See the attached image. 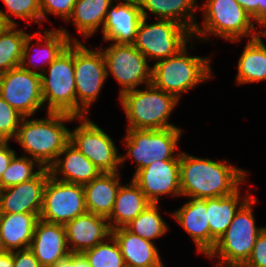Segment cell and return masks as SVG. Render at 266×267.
<instances>
[{"label": "cell", "instance_id": "6da1fadb", "mask_svg": "<svg viewBox=\"0 0 266 267\" xmlns=\"http://www.w3.org/2000/svg\"><path fill=\"white\" fill-rule=\"evenodd\" d=\"M246 171L226 162H216L180 153L181 195L198 198L228 196L245 181Z\"/></svg>", "mask_w": 266, "mask_h": 267}, {"label": "cell", "instance_id": "7a4b0ae2", "mask_svg": "<svg viewBox=\"0 0 266 267\" xmlns=\"http://www.w3.org/2000/svg\"><path fill=\"white\" fill-rule=\"evenodd\" d=\"M47 115V118L38 120L23 117L14 138L24 152L30 153L44 168H49L70 142V130L63 122L77 118L59 112H47Z\"/></svg>", "mask_w": 266, "mask_h": 267}, {"label": "cell", "instance_id": "3957f363", "mask_svg": "<svg viewBox=\"0 0 266 267\" xmlns=\"http://www.w3.org/2000/svg\"><path fill=\"white\" fill-rule=\"evenodd\" d=\"M145 90L134 89L119 95L126 117L127 129H168L169 116L179 102L173 94L156 88L152 83Z\"/></svg>", "mask_w": 266, "mask_h": 267}, {"label": "cell", "instance_id": "277c9868", "mask_svg": "<svg viewBox=\"0 0 266 267\" xmlns=\"http://www.w3.org/2000/svg\"><path fill=\"white\" fill-rule=\"evenodd\" d=\"M254 203L256 199L251 197L240 207L225 233L207 255L209 258L217 255L221 259L215 267L243 266L249 259L257 236L265 228H256L251 207Z\"/></svg>", "mask_w": 266, "mask_h": 267}, {"label": "cell", "instance_id": "5b68a950", "mask_svg": "<svg viewBox=\"0 0 266 267\" xmlns=\"http://www.w3.org/2000/svg\"><path fill=\"white\" fill-rule=\"evenodd\" d=\"M208 58L188 56L186 46L176 55L157 61L152 67V84L178 99L200 82L211 77Z\"/></svg>", "mask_w": 266, "mask_h": 267}, {"label": "cell", "instance_id": "8992f818", "mask_svg": "<svg viewBox=\"0 0 266 267\" xmlns=\"http://www.w3.org/2000/svg\"><path fill=\"white\" fill-rule=\"evenodd\" d=\"M48 68L49 75H46V71L41 75V92L43 104L48 103L47 112L66 113L77 117L74 41L48 65Z\"/></svg>", "mask_w": 266, "mask_h": 267}, {"label": "cell", "instance_id": "52a82bcc", "mask_svg": "<svg viewBox=\"0 0 266 267\" xmlns=\"http://www.w3.org/2000/svg\"><path fill=\"white\" fill-rule=\"evenodd\" d=\"M204 6V28L197 25L193 36L215 34L228 41H238L255 30L253 20L236 0H207ZM209 33V34H208Z\"/></svg>", "mask_w": 266, "mask_h": 267}, {"label": "cell", "instance_id": "ba28073f", "mask_svg": "<svg viewBox=\"0 0 266 267\" xmlns=\"http://www.w3.org/2000/svg\"><path fill=\"white\" fill-rule=\"evenodd\" d=\"M181 136V129H127L124 138L127 144V156H121V165L126 158L131 157L137 162V170L143 169L155 161L180 158L173 154Z\"/></svg>", "mask_w": 266, "mask_h": 267}, {"label": "cell", "instance_id": "9c48e42d", "mask_svg": "<svg viewBox=\"0 0 266 267\" xmlns=\"http://www.w3.org/2000/svg\"><path fill=\"white\" fill-rule=\"evenodd\" d=\"M146 19L142 18L133 43L146 58L161 61L174 56L192 38V33L177 22L158 19L147 24Z\"/></svg>", "mask_w": 266, "mask_h": 267}, {"label": "cell", "instance_id": "30bf717a", "mask_svg": "<svg viewBox=\"0 0 266 267\" xmlns=\"http://www.w3.org/2000/svg\"><path fill=\"white\" fill-rule=\"evenodd\" d=\"M102 49L92 51L74 39V78L77 98V118L85 117L93 101L97 100L106 79Z\"/></svg>", "mask_w": 266, "mask_h": 267}, {"label": "cell", "instance_id": "8fae6325", "mask_svg": "<svg viewBox=\"0 0 266 267\" xmlns=\"http://www.w3.org/2000/svg\"><path fill=\"white\" fill-rule=\"evenodd\" d=\"M102 53L106 75L110 71L120 83V95L136 89L141 83H152V68L149 67L147 58L133 44L112 43Z\"/></svg>", "mask_w": 266, "mask_h": 267}, {"label": "cell", "instance_id": "7c38bea8", "mask_svg": "<svg viewBox=\"0 0 266 267\" xmlns=\"http://www.w3.org/2000/svg\"><path fill=\"white\" fill-rule=\"evenodd\" d=\"M86 212L83 185L62 182L49 176L43 191L39 219L65 225Z\"/></svg>", "mask_w": 266, "mask_h": 267}, {"label": "cell", "instance_id": "4fadbf2b", "mask_svg": "<svg viewBox=\"0 0 266 267\" xmlns=\"http://www.w3.org/2000/svg\"><path fill=\"white\" fill-rule=\"evenodd\" d=\"M81 125L70 131V143L101 172H118L121 156L113 140L99 126L85 117Z\"/></svg>", "mask_w": 266, "mask_h": 267}, {"label": "cell", "instance_id": "5bb4252c", "mask_svg": "<svg viewBox=\"0 0 266 267\" xmlns=\"http://www.w3.org/2000/svg\"><path fill=\"white\" fill-rule=\"evenodd\" d=\"M0 96L23 117L43 107L41 76L16 67L0 74Z\"/></svg>", "mask_w": 266, "mask_h": 267}, {"label": "cell", "instance_id": "9a60e30c", "mask_svg": "<svg viewBox=\"0 0 266 267\" xmlns=\"http://www.w3.org/2000/svg\"><path fill=\"white\" fill-rule=\"evenodd\" d=\"M179 165L180 158L155 161L135 172L131 180L150 203H158L159 195H181Z\"/></svg>", "mask_w": 266, "mask_h": 267}, {"label": "cell", "instance_id": "2e32d148", "mask_svg": "<svg viewBox=\"0 0 266 267\" xmlns=\"http://www.w3.org/2000/svg\"><path fill=\"white\" fill-rule=\"evenodd\" d=\"M50 176L48 168L33 179L0 190V214H40L43 205V191Z\"/></svg>", "mask_w": 266, "mask_h": 267}, {"label": "cell", "instance_id": "e0dca14e", "mask_svg": "<svg viewBox=\"0 0 266 267\" xmlns=\"http://www.w3.org/2000/svg\"><path fill=\"white\" fill-rule=\"evenodd\" d=\"M29 250L41 267H52L57 261L66 258L71 252L67 244L65 226L39 219Z\"/></svg>", "mask_w": 266, "mask_h": 267}, {"label": "cell", "instance_id": "ac0fdd59", "mask_svg": "<svg viewBox=\"0 0 266 267\" xmlns=\"http://www.w3.org/2000/svg\"><path fill=\"white\" fill-rule=\"evenodd\" d=\"M121 1V0H118ZM107 10L102 28L105 41L118 44H133L139 24L143 18L136 0H122Z\"/></svg>", "mask_w": 266, "mask_h": 267}, {"label": "cell", "instance_id": "d6986e66", "mask_svg": "<svg viewBox=\"0 0 266 267\" xmlns=\"http://www.w3.org/2000/svg\"><path fill=\"white\" fill-rule=\"evenodd\" d=\"M106 217L86 212L79 215L65 226L67 244L70 252L83 253L111 236V228Z\"/></svg>", "mask_w": 266, "mask_h": 267}, {"label": "cell", "instance_id": "ffe728a7", "mask_svg": "<svg viewBox=\"0 0 266 267\" xmlns=\"http://www.w3.org/2000/svg\"><path fill=\"white\" fill-rule=\"evenodd\" d=\"M62 155H65L63 160L60 158ZM48 169L50 176L56 180L79 185L89 183L101 173L97 167L70 142ZM58 171L63 177H57Z\"/></svg>", "mask_w": 266, "mask_h": 267}, {"label": "cell", "instance_id": "44dd1931", "mask_svg": "<svg viewBox=\"0 0 266 267\" xmlns=\"http://www.w3.org/2000/svg\"><path fill=\"white\" fill-rule=\"evenodd\" d=\"M178 211L172 213L176 221L195 241L198 252L210 253V228L207 217V199L190 197Z\"/></svg>", "mask_w": 266, "mask_h": 267}, {"label": "cell", "instance_id": "7402d4cb", "mask_svg": "<svg viewBox=\"0 0 266 267\" xmlns=\"http://www.w3.org/2000/svg\"><path fill=\"white\" fill-rule=\"evenodd\" d=\"M118 172L100 173L83 185L87 212L108 218L120 188Z\"/></svg>", "mask_w": 266, "mask_h": 267}, {"label": "cell", "instance_id": "603a6c76", "mask_svg": "<svg viewBox=\"0 0 266 267\" xmlns=\"http://www.w3.org/2000/svg\"><path fill=\"white\" fill-rule=\"evenodd\" d=\"M126 267H148L161 261L155 245L130 232L126 227L111 230Z\"/></svg>", "mask_w": 266, "mask_h": 267}, {"label": "cell", "instance_id": "cb8c5ba5", "mask_svg": "<svg viewBox=\"0 0 266 267\" xmlns=\"http://www.w3.org/2000/svg\"><path fill=\"white\" fill-rule=\"evenodd\" d=\"M39 216L32 213L0 214V236L6 251L29 248Z\"/></svg>", "mask_w": 266, "mask_h": 267}, {"label": "cell", "instance_id": "d4e9b609", "mask_svg": "<svg viewBox=\"0 0 266 267\" xmlns=\"http://www.w3.org/2000/svg\"><path fill=\"white\" fill-rule=\"evenodd\" d=\"M246 196L239 204V189L228 196L207 198V217L210 228V251L225 233L240 207L250 198ZM239 204V205H238Z\"/></svg>", "mask_w": 266, "mask_h": 267}, {"label": "cell", "instance_id": "484cf974", "mask_svg": "<svg viewBox=\"0 0 266 267\" xmlns=\"http://www.w3.org/2000/svg\"><path fill=\"white\" fill-rule=\"evenodd\" d=\"M143 17L146 10L157 16V20H172L186 27L191 33L198 25L193 15L197 10L196 0H136Z\"/></svg>", "mask_w": 266, "mask_h": 267}, {"label": "cell", "instance_id": "4316f807", "mask_svg": "<svg viewBox=\"0 0 266 267\" xmlns=\"http://www.w3.org/2000/svg\"><path fill=\"white\" fill-rule=\"evenodd\" d=\"M125 185L120 186L112 213L107 218L111 230L126 227L150 204L132 180L130 184Z\"/></svg>", "mask_w": 266, "mask_h": 267}, {"label": "cell", "instance_id": "83f0119b", "mask_svg": "<svg viewBox=\"0 0 266 267\" xmlns=\"http://www.w3.org/2000/svg\"><path fill=\"white\" fill-rule=\"evenodd\" d=\"M255 30L248 40L238 62L237 83H252L266 80V46Z\"/></svg>", "mask_w": 266, "mask_h": 267}, {"label": "cell", "instance_id": "f1b7e54d", "mask_svg": "<svg viewBox=\"0 0 266 267\" xmlns=\"http://www.w3.org/2000/svg\"><path fill=\"white\" fill-rule=\"evenodd\" d=\"M37 38L38 41H42L43 39L45 40V46H43L42 53L38 57L41 58L40 60L45 63L47 66L53 62L72 42L73 39L69 37V33L65 29H58V30H45V33L43 37L39 33L34 34ZM34 35H28L24 41V49H23V54H22V59L20 63V67L23 68L24 70H28L31 73L37 74L41 76L45 69L41 70L37 69V72L32 70L31 68L27 67L26 61L27 58L29 59L30 65H32L35 69L37 68L35 65L32 64V55L29 54V48H30V42L31 39H33ZM43 58V59H42Z\"/></svg>", "mask_w": 266, "mask_h": 267}, {"label": "cell", "instance_id": "f546056e", "mask_svg": "<svg viewBox=\"0 0 266 267\" xmlns=\"http://www.w3.org/2000/svg\"><path fill=\"white\" fill-rule=\"evenodd\" d=\"M112 2L113 0H76L67 22L72 19L78 32L85 38L92 36L99 25L104 26Z\"/></svg>", "mask_w": 266, "mask_h": 267}, {"label": "cell", "instance_id": "4dcf8cb0", "mask_svg": "<svg viewBox=\"0 0 266 267\" xmlns=\"http://www.w3.org/2000/svg\"><path fill=\"white\" fill-rule=\"evenodd\" d=\"M16 28L17 25H10L0 33V74L20 66L24 41L29 34Z\"/></svg>", "mask_w": 266, "mask_h": 267}, {"label": "cell", "instance_id": "1f68e13d", "mask_svg": "<svg viewBox=\"0 0 266 267\" xmlns=\"http://www.w3.org/2000/svg\"><path fill=\"white\" fill-rule=\"evenodd\" d=\"M158 208V203H150L126 228L151 242L153 239L163 236L167 232L168 226L160 216Z\"/></svg>", "mask_w": 266, "mask_h": 267}, {"label": "cell", "instance_id": "d6a6232c", "mask_svg": "<svg viewBox=\"0 0 266 267\" xmlns=\"http://www.w3.org/2000/svg\"><path fill=\"white\" fill-rule=\"evenodd\" d=\"M34 164L39 166L37 171H34ZM43 168L44 167L33 158L27 156L18 158L15 155L0 178V190L35 178Z\"/></svg>", "mask_w": 266, "mask_h": 267}, {"label": "cell", "instance_id": "836d02e7", "mask_svg": "<svg viewBox=\"0 0 266 267\" xmlns=\"http://www.w3.org/2000/svg\"><path fill=\"white\" fill-rule=\"evenodd\" d=\"M83 254L91 267H126L118 243L112 235L109 241H103Z\"/></svg>", "mask_w": 266, "mask_h": 267}, {"label": "cell", "instance_id": "e575fe53", "mask_svg": "<svg viewBox=\"0 0 266 267\" xmlns=\"http://www.w3.org/2000/svg\"><path fill=\"white\" fill-rule=\"evenodd\" d=\"M8 12L16 17L35 22H41V0H2Z\"/></svg>", "mask_w": 266, "mask_h": 267}, {"label": "cell", "instance_id": "d590c367", "mask_svg": "<svg viewBox=\"0 0 266 267\" xmlns=\"http://www.w3.org/2000/svg\"><path fill=\"white\" fill-rule=\"evenodd\" d=\"M23 116L0 96V135L5 141L15 138Z\"/></svg>", "mask_w": 266, "mask_h": 267}, {"label": "cell", "instance_id": "8d00e7d4", "mask_svg": "<svg viewBox=\"0 0 266 267\" xmlns=\"http://www.w3.org/2000/svg\"><path fill=\"white\" fill-rule=\"evenodd\" d=\"M76 0H41V22L47 13L61 16L65 21L71 16Z\"/></svg>", "mask_w": 266, "mask_h": 267}, {"label": "cell", "instance_id": "74e56055", "mask_svg": "<svg viewBox=\"0 0 266 267\" xmlns=\"http://www.w3.org/2000/svg\"><path fill=\"white\" fill-rule=\"evenodd\" d=\"M243 267H266V227L257 236L252 253Z\"/></svg>", "mask_w": 266, "mask_h": 267}, {"label": "cell", "instance_id": "f35d334b", "mask_svg": "<svg viewBox=\"0 0 266 267\" xmlns=\"http://www.w3.org/2000/svg\"><path fill=\"white\" fill-rule=\"evenodd\" d=\"M14 267H41L35 255L28 249L13 251Z\"/></svg>", "mask_w": 266, "mask_h": 267}, {"label": "cell", "instance_id": "ab89813d", "mask_svg": "<svg viewBox=\"0 0 266 267\" xmlns=\"http://www.w3.org/2000/svg\"><path fill=\"white\" fill-rule=\"evenodd\" d=\"M15 155L16 153L9 147L8 141L0 144V178Z\"/></svg>", "mask_w": 266, "mask_h": 267}, {"label": "cell", "instance_id": "60d3db41", "mask_svg": "<svg viewBox=\"0 0 266 267\" xmlns=\"http://www.w3.org/2000/svg\"><path fill=\"white\" fill-rule=\"evenodd\" d=\"M236 1L254 21L258 22V0H236Z\"/></svg>", "mask_w": 266, "mask_h": 267}, {"label": "cell", "instance_id": "b9f144b4", "mask_svg": "<svg viewBox=\"0 0 266 267\" xmlns=\"http://www.w3.org/2000/svg\"><path fill=\"white\" fill-rule=\"evenodd\" d=\"M52 267H77V253H70L66 258L57 261Z\"/></svg>", "mask_w": 266, "mask_h": 267}, {"label": "cell", "instance_id": "7bdbcfd3", "mask_svg": "<svg viewBox=\"0 0 266 267\" xmlns=\"http://www.w3.org/2000/svg\"><path fill=\"white\" fill-rule=\"evenodd\" d=\"M258 23L266 27V0H258Z\"/></svg>", "mask_w": 266, "mask_h": 267}, {"label": "cell", "instance_id": "ee69618b", "mask_svg": "<svg viewBox=\"0 0 266 267\" xmlns=\"http://www.w3.org/2000/svg\"><path fill=\"white\" fill-rule=\"evenodd\" d=\"M0 267H14L13 251L0 254Z\"/></svg>", "mask_w": 266, "mask_h": 267}, {"label": "cell", "instance_id": "f6af8a7d", "mask_svg": "<svg viewBox=\"0 0 266 267\" xmlns=\"http://www.w3.org/2000/svg\"><path fill=\"white\" fill-rule=\"evenodd\" d=\"M10 25H17V23L8 16V12L3 13V11L0 10V33Z\"/></svg>", "mask_w": 266, "mask_h": 267}, {"label": "cell", "instance_id": "bcb514c9", "mask_svg": "<svg viewBox=\"0 0 266 267\" xmlns=\"http://www.w3.org/2000/svg\"><path fill=\"white\" fill-rule=\"evenodd\" d=\"M77 267H91L83 253H77Z\"/></svg>", "mask_w": 266, "mask_h": 267}, {"label": "cell", "instance_id": "7dc6e473", "mask_svg": "<svg viewBox=\"0 0 266 267\" xmlns=\"http://www.w3.org/2000/svg\"><path fill=\"white\" fill-rule=\"evenodd\" d=\"M6 252V249L2 243V239H1V236H0V254Z\"/></svg>", "mask_w": 266, "mask_h": 267}, {"label": "cell", "instance_id": "c3c4849f", "mask_svg": "<svg viewBox=\"0 0 266 267\" xmlns=\"http://www.w3.org/2000/svg\"><path fill=\"white\" fill-rule=\"evenodd\" d=\"M148 267H163L162 261Z\"/></svg>", "mask_w": 266, "mask_h": 267}, {"label": "cell", "instance_id": "681fc988", "mask_svg": "<svg viewBox=\"0 0 266 267\" xmlns=\"http://www.w3.org/2000/svg\"><path fill=\"white\" fill-rule=\"evenodd\" d=\"M5 142L4 138L0 135V144H3Z\"/></svg>", "mask_w": 266, "mask_h": 267}, {"label": "cell", "instance_id": "f907efd6", "mask_svg": "<svg viewBox=\"0 0 266 267\" xmlns=\"http://www.w3.org/2000/svg\"><path fill=\"white\" fill-rule=\"evenodd\" d=\"M262 36H265L266 38V30H262Z\"/></svg>", "mask_w": 266, "mask_h": 267}]
</instances>
